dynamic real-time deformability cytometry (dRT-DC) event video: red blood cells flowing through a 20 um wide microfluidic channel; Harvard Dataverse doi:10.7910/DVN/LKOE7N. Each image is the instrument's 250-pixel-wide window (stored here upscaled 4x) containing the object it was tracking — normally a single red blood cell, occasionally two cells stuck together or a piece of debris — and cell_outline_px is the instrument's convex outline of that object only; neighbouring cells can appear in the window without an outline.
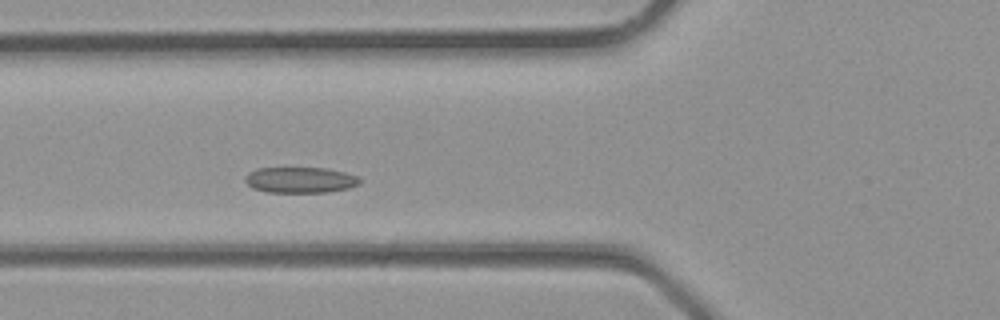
{"species": "common noctule bat (a hibernating species)", "species_latin": "Nyctalus noctula", "temperature_condition": "room temperature", "stored_images_in_passage": 31, "camera_frame_rate_fps": 3000, "um_per_image_px": 0.085, "animal": {"sex": "male", "body_mass_g": 23.1, "forearm_length_mm": 52.7}, "frame": {"image": 1, "passage_image": 9, "time_ms": 2.667, "image_size_px": [1000, 320], "cell_outline_px": [[360, 184], [348, 188], [328, 192], [268, 192], [252, 188], [244, 180], [244, 176], [248, 172], [256, 168], [324, 168], [344, 172], [360, 176]], "centroid_in_image_um": [25.51, 15.29], "position_along_channel_um": 100.3, "area_um2": 17.34}}
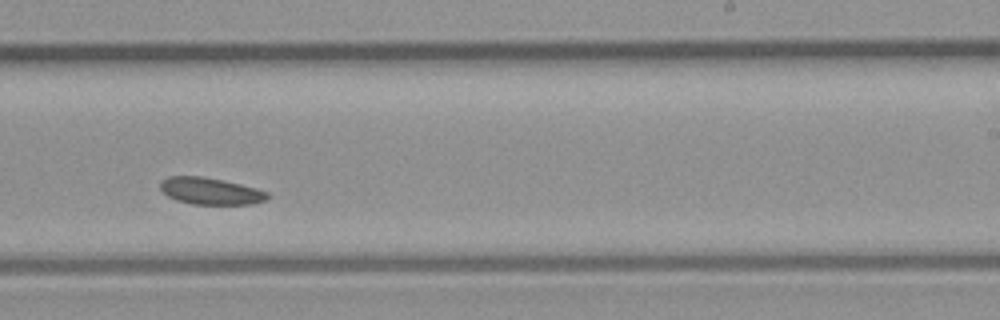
{"frame": {"image": 2, "passage_image": 18, "time_ms": 5.667, "image_size_px": [1000, 320], "cell_outline_px": [[268, 196], [264, 200], [252, 204], [192, 204], [176, 200], [168, 196], [160, 188], [160, 184], [168, 176], [200, 176], [240, 184], [256, 188], [268, 192]], "centroid_in_image_um": [17.87, 16.24], "position_along_channel_um": 271.1, "area_um2": 16.47}}
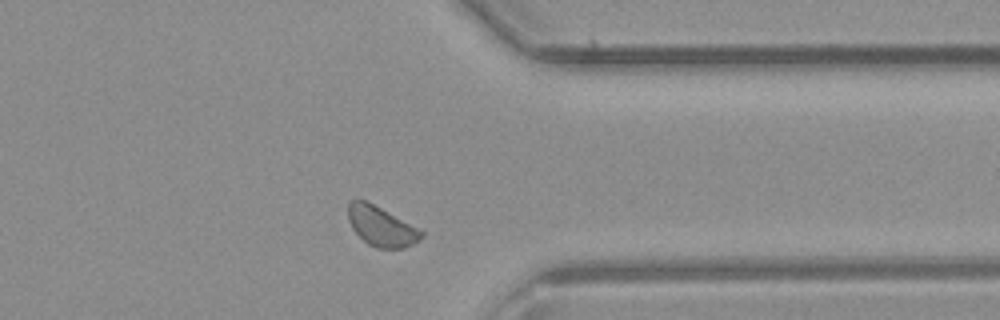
{"frame": {"image": 3, "passage_image": 24, "time_ms": 7.667, "image_size_px": [1000, 320], "cell_outline_px": [[424, 236], [420, 240], [404, 248], [376, 248], [368, 244], [352, 228], [348, 220], [348, 200], [364, 200], [380, 208], [424, 232]], "centroid_in_image_um": [32.39, 19.25], "position_along_channel_um": 379.0, "area_um2": 16.59}}